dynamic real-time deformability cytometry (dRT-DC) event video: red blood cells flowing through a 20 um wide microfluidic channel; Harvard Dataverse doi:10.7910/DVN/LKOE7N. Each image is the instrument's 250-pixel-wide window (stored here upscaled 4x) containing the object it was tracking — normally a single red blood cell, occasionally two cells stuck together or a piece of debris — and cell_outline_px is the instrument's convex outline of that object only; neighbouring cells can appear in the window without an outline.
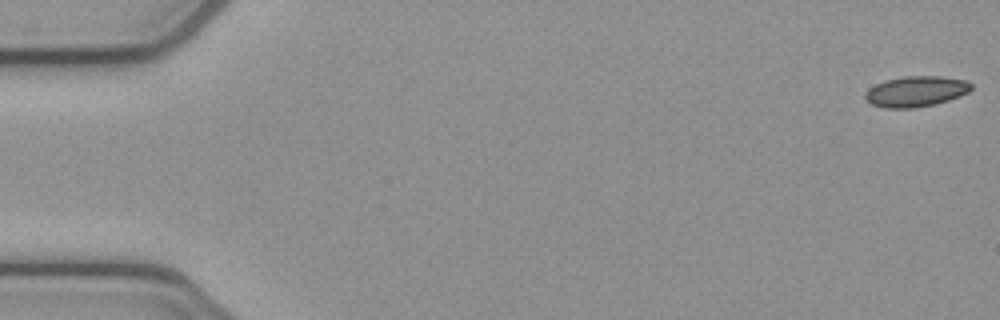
{"species": "common noctule bat (a hibernating species)", "species_latin": "Nyctalus noctula", "temperature_condition": "cold", "stored_images_in_passage": 4, "camera_frame_rate_fps": 3000, "um_per_image_px": 0.085, "animal": {"sex": "female", "body_mass_g": 21.9}, "frame": {"image": 1, "passage_image": 1, "time_ms": 0.0, "image_size_px": [1000, 320], "cell_outline_px": [[972, 88], [968, 92], [960, 96], [936, 104], [916, 108], [884, 108], [872, 104], [864, 100], [864, 92], [868, 88], [884, 80], [904, 76], [940, 76], [968, 80], [972, 84]], "centroid_in_image_um": [77.84, 7.77], "position_along_channel_um": 7.2, "area_um2": 19.25}}
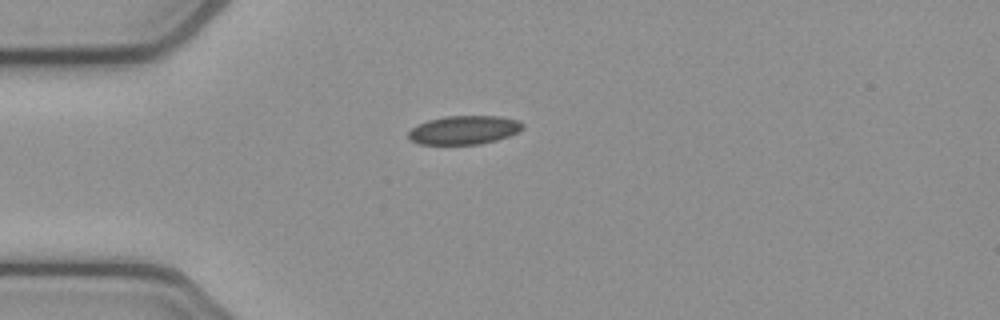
{"frame": {"image": 2, "passage_image": 4, "time_ms": 1.0, "image_size_px": [1000, 320], "cell_outline_px": [[524, 128], [520, 132], [496, 140], [480, 144], [420, 144], [412, 140], [408, 136], [408, 132], [412, 128], [428, 120], [444, 116], [500, 116], [520, 120], [524, 124]], "centroid_in_image_um": [39.51, 11.04], "position_along_channel_um": 45.5, "area_um2": 19.13}}